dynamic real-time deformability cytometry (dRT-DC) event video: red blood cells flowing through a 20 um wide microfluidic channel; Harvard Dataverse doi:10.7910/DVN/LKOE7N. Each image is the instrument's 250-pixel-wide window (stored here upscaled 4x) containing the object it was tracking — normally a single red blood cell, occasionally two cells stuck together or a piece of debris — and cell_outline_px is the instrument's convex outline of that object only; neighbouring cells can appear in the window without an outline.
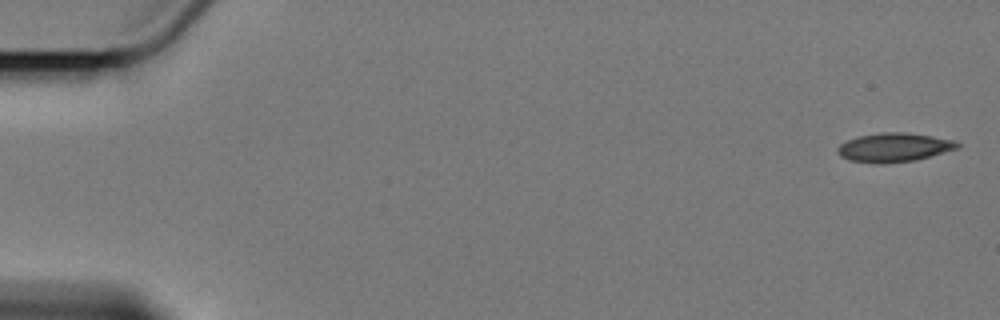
{"species": "Egyptian fruit bat (a non-hibernating species)", "species_latin": "Rousettus aegyptiacus", "temperature_condition": "cold", "stored_images_in_passage": 14, "camera_frame_rate_fps": 3000, "um_per_image_px": 0.085, "animal": {"sex": "female"}, "frame": {"image": 1, "passage_image": 1, "time_ms": 0.0, "image_size_px": [1000, 320], "cell_outline_px": [[960, 148], [916, 160], [884, 164], [876, 164], [848, 160], [840, 156], [836, 152], [836, 148], [840, 144], [848, 140], [860, 136], [884, 132], [900, 132], [932, 136], [952, 140], [960, 144]], "centroid_in_image_um": [75.97, 12.55], "position_along_channel_um": 9.0, "area_um2": 20.23}}
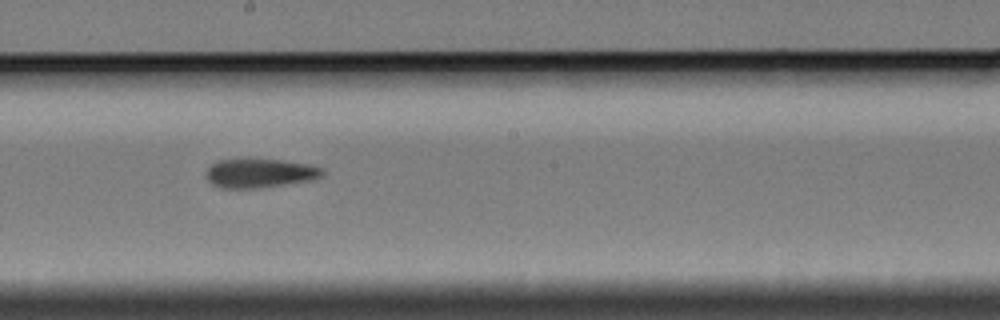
{"frame": {"image": 2, "passage_image": 8, "time_ms": 10.667, "image_size_px": [1000, 320], "cell_outline_px": [[324, 172], [320, 176], [312, 180], [260, 188], [220, 188], [212, 184], [204, 176], [204, 172], [216, 160], [248, 156], [280, 160], [308, 164], [324, 168]], "centroid_in_image_um": [22.01, 14.68], "position_along_channel_um": 226.2, "area_um2": 20.52}}
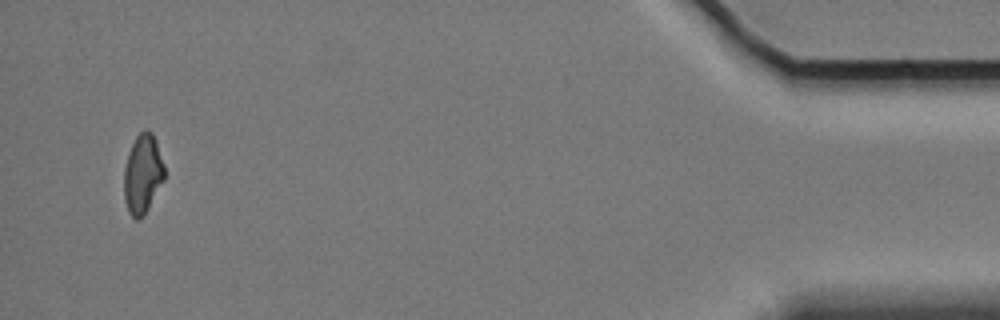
{"frame": {"image": 3, "passage_image": 14, "time_ms": 18.667, "image_size_px": [1000, 320], "cell_outline_px": [[164, 180], [148, 208], [136, 220], [128, 212], [124, 196], [124, 168], [132, 144], [136, 136], [144, 128], [148, 128], [152, 132], [164, 164]], "centroid_in_image_um": [12.13, 14.75], "position_along_channel_um": 423.1, "area_um2": 18.38}, "authors_computed_cell_mechanics": {"area_um2": 20.0566, "velocity_mm_per_s": 3.3772, "shape_relaxation_time_tau1_ms": 5.9553, "shape_relaxation_time_tau2_ms": 4.7676, "deformation_change_tau1": 0.1011, "deformation_change_tau2": 0.1083}}